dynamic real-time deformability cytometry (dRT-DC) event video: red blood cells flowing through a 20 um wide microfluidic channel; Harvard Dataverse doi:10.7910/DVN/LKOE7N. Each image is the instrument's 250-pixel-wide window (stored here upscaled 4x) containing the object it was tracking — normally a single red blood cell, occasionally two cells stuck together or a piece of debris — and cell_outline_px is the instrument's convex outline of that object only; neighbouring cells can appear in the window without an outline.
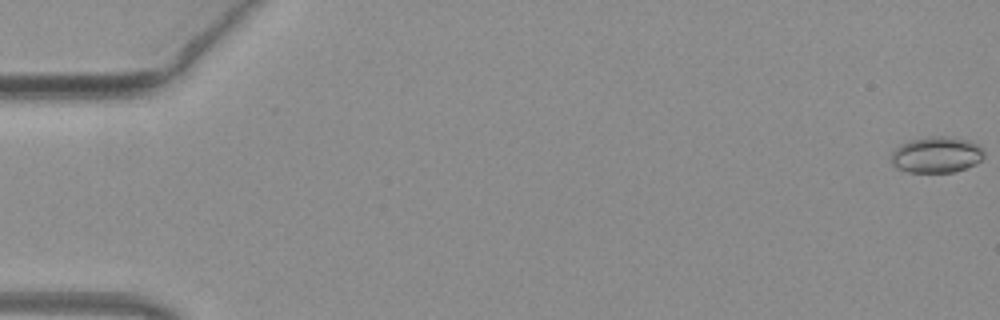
{"species": "common noctule bat (a hibernating species)", "species_latin": "Nyctalus noctula", "temperature_condition": "warm", "stored_images_in_passage": 52, "camera_frame_rate_fps": 3000, "um_per_image_px": 0.085, "animal": {"sex": "female", "body_mass_g": 19.3, "forearm_length_mm": 54.1}, "frame": {"image": 1, "passage_image": 1, "time_ms": 0.0, "image_size_px": [1000, 320], "cell_outline_px": [[984, 156], [976, 164], [952, 172], [908, 172], [896, 168], [892, 164], [892, 152], [900, 144], [912, 140], [932, 136], [944, 136], [968, 140], [976, 144], [984, 152]], "centroid_in_image_um": [79.58, 13.16], "position_along_channel_um": 5.4, "area_um2": 19.31}}
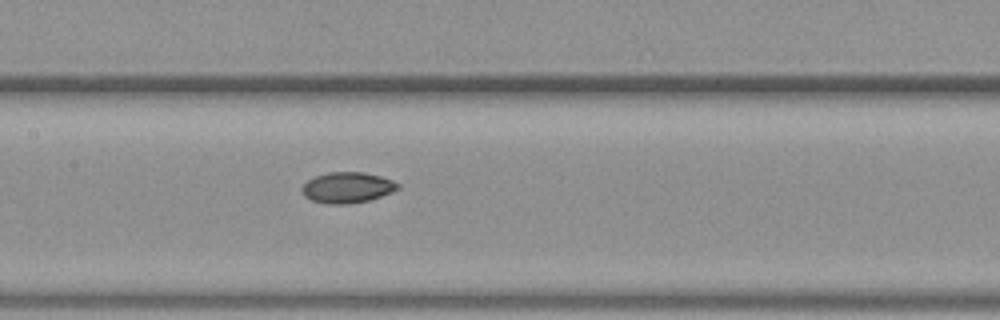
{"frame": {"image": 2, "passage_image": 26, "time_ms": 8.333, "image_size_px": [1000, 320], "cell_outline_px": [[400, 188], [392, 192], [368, 200], [348, 204], [328, 204], [312, 200], [304, 196], [300, 188], [308, 180], [316, 176], [328, 172], [364, 172], [380, 176], [392, 180], [400, 184]], "centroid_in_image_um": [29.52, 15.94], "position_along_channel_um": 177.9, "area_um2": 17.17}}
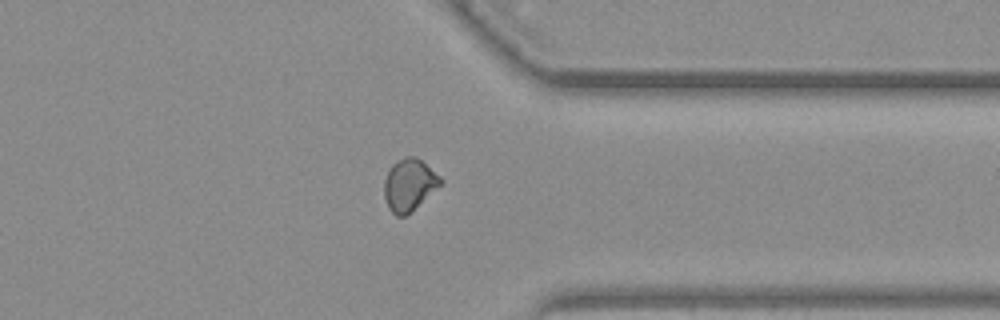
{"frame": {"image": 3, "passage_image": 41, "time_ms": 13.333, "image_size_px": [1000, 320], "cell_outline_px": [[444, 184], [404, 216], [396, 216], [388, 208], [384, 196], [384, 180], [392, 164], [396, 160], [404, 156], [416, 156], [440, 176], [444, 180]], "centroid_in_image_um": [34.8, 15.69], "position_along_channel_um": 376.6, "area_um2": 17.17}, "authors_computed_cell_mechanics": {"area_um2": 17.1955, "velocity_mm_per_s": 4.075, "shape_relaxation_time_tau1_ms": null, "shape_relaxation_time_tau2_ms": 4.8338, "deformation_change_tau1": null, "deformation_change_tau2": 0.0684}}